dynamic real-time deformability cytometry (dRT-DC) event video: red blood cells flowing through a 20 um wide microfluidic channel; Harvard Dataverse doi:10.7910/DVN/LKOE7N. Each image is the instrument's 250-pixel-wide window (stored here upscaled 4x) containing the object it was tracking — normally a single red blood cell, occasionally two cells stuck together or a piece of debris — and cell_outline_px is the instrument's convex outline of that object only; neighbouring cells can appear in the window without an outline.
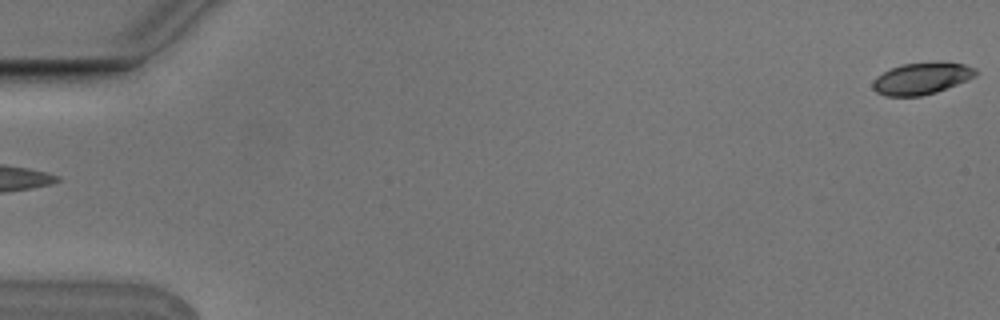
{"species": "Egyptian fruit bat (a non-hibernating species)", "species_latin": "Rousettus aegyptiacus", "temperature_condition": "cold", "stored_images_in_passage": 2, "camera_frame_rate_fps": 3000, "um_per_image_px": 0.085, "animal": {"sex": "male"}, "frame": {"image": 1, "passage_image": 2, "time_ms": 0.333, "image_size_px": [1000, 320], "cell_outline_px": [[980, 72], [976, 76], [936, 92], [920, 96], [884, 96], [876, 92], [872, 88], [872, 80], [876, 76], [900, 64], [940, 60], [964, 64], [976, 68]], "centroid_in_image_um": [78.35, 6.64], "position_along_channel_um": 6.7, "area_um2": 19.48}}